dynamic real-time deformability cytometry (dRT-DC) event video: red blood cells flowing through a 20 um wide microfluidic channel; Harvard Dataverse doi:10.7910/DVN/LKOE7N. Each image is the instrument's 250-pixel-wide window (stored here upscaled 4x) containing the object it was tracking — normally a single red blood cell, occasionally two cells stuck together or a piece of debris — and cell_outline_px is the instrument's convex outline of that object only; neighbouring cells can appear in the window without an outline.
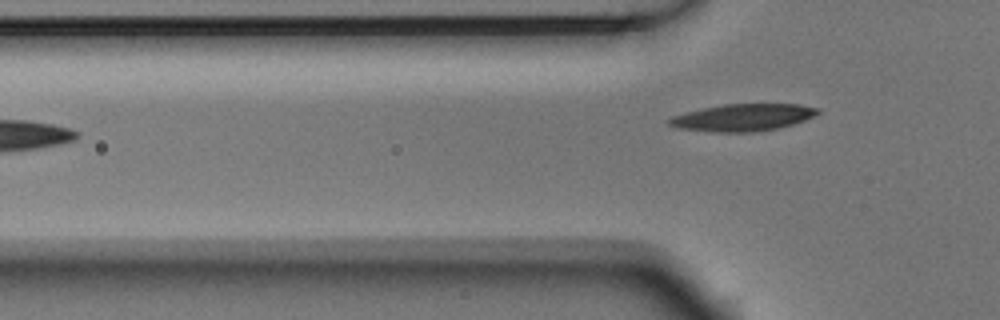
{"species": "Egyptian fruit bat (a non-hibernating species)", "species_latin": "Rousettus aegyptiacus", "temperature_condition": "room temperature", "stored_images_in_passage": 4, "camera_frame_rate_fps": 3000, "um_per_image_px": 0.085, "animal": {"sex": "male"}, "frame": {"image": 1, "passage_image": 4, "time_ms": 1.0, "image_size_px": [1000, 320], "cell_outline_px": [[820, 112], [804, 120], [792, 124], [776, 128], [752, 132], [712, 132], [676, 128], [668, 124], [668, 120], [672, 116], [684, 112], [700, 108], [724, 104], [800, 104], [820, 108]], "centroid_in_image_um": [63.1, 9.98], "position_along_channel_um": 62.7, "area_um2": 23.52}}